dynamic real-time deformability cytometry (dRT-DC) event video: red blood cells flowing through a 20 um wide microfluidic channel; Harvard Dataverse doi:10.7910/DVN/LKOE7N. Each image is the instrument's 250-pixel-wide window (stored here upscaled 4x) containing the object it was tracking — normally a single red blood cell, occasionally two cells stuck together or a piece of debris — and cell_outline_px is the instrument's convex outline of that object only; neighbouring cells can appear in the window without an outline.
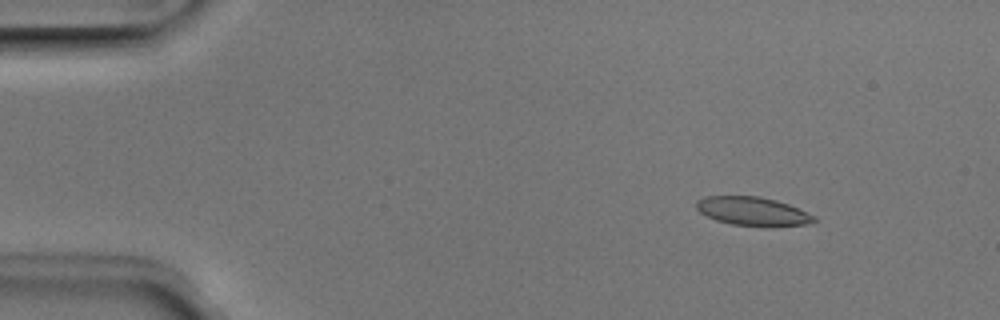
{"species": "Egyptian fruit bat (a non-hibernating species)", "species_latin": "Rousettus aegyptiacus", "temperature_condition": "room temperature", "stored_images_in_passage": 52, "camera_frame_rate_fps": 3000, "um_per_image_px": 0.085, "animal": {"sex": "male"}, "frame": {"image": 1, "passage_image": 7, "time_ms": 2.0, "image_size_px": [1000, 320], "cell_outline_px": [[816, 220], [804, 224], [772, 228], [732, 224], [716, 220], [700, 212], [696, 208], [696, 200], [704, 196], [760, 196], [776, 200], [788, 204], [808, 212], [816, 216]], "centroid_in_image_um": [63.99, 17.97], "position_along_channel_um": 21.0, "area_um2": 19.94}}
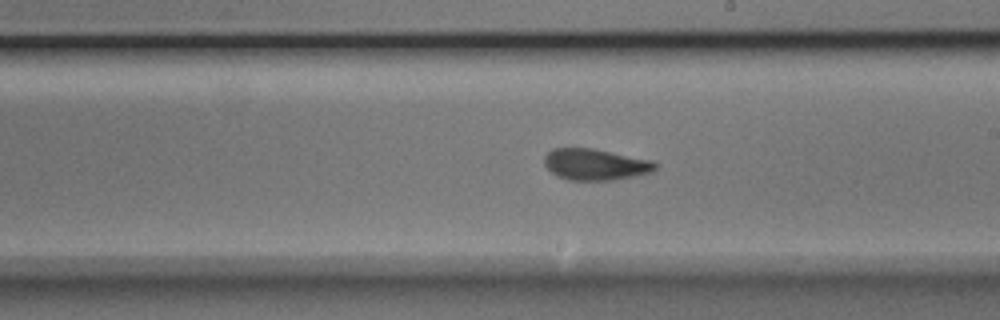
{"frame": {"image": 2, "passage_image": 30, "time_ms": 9.667, "image_size_px": [1000, 320], "cell_outline_px": [[656, 168], [652, 172], [636, 176], [612, 180], [568, 180], [556, 176], [544, 164], [544, 156], [552, 148], [592, 148], [652, 160], [656, 164]], "centroid_in_image_um": [50.59, 13.98], "position_along_channel_um": 238.4, "area_um2": 20.29}}
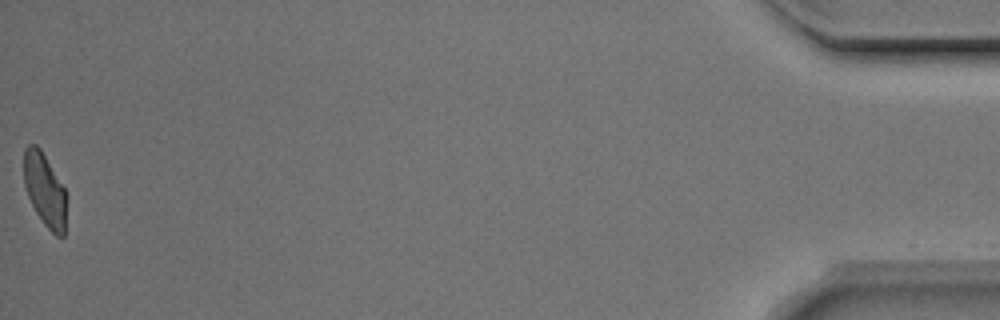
{"frame": {"image": 3, "passage_image": 52, "time_ms": 17.0, "image_size_px": [1000, 320], "cell_outline_px": [[64, 236], [56, 236], [44, 224], [36, 212], [28, 196], [24, 184], [24, 148], [28, 144], [36, 144], [40, 148], [64, 188]], "centroid_in_image_um": [3.76, 16.1], "position_along_channel_um": 431.4, "area_um2": 17.57}, "authors_computed_cell_mechanics": {"area_um2": 19.9121, "velocity_mm_per_s": 3.9552, "shape_relaxation_time_tau1_ms": null, "shape_relaxation_time_tau2_ms": 1.75, "deformation_change_tau1": null, "deformation_change_tau2": 0.0666}}